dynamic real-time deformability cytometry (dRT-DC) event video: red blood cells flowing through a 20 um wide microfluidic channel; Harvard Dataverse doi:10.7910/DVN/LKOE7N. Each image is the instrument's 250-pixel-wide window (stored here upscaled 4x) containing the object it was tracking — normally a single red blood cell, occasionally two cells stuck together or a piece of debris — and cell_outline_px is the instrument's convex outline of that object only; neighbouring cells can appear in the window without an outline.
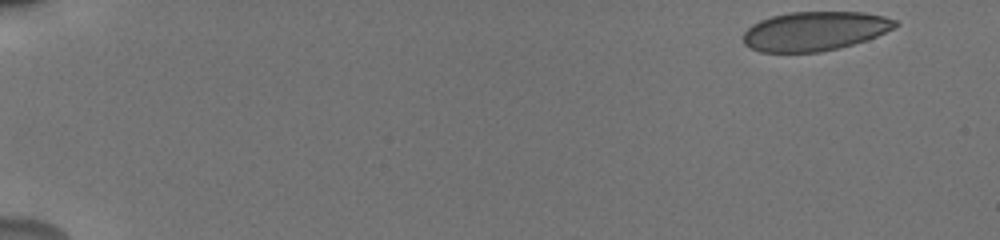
{"species": "human", "species_latin": "Homo sapiens", "temperature_condition": "cold", "stored_images_in_passage": 52, "camera_frame_rate_fps": 3000, "um_per_image_px": 0.085, "donor": {"sex": "male"}, "frame": {"image": 1, "passage_image": 1, "time_ms": 0.0, "image_size_px": [1000, 240], "cell_outline_px": [[900, 24], [876, 36], [852, 44], [820, 52], [760, 52], [744, 44], [744, 32], [752, 24], [760, 20], [772, 16], [788, 12], [864, 12], [884, 16], [896, 20]], "centroid_in_image_um": [69.24, 2.63], "position_along_channel_um": 15.8, "area_um2": 34.45}}
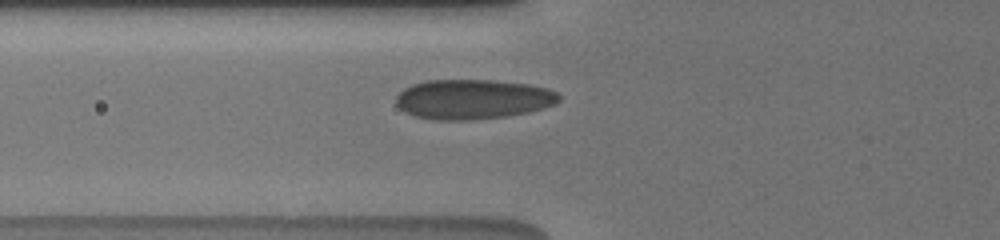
{"frame": {"image": 2, "passage_image": 19, "time_ms": 6.0, "image_size_px": [1000, 240], "cell_outline_px": [[560, 100], [556, 104], [544, 108], [528, 112], [508, 116], [472, 120], [440, 120], [416, 116], [404, 112], [396, 104], [396, 96], [404, 88], [412, 84], [428, 80], [496, 80], [528, 84], [548, 88], [556, 92], [560, 96]], "centroid_in_image_um": [40.21, 8.43], "position_along_channel_um": 85.6, "area_um2": 37.97}}
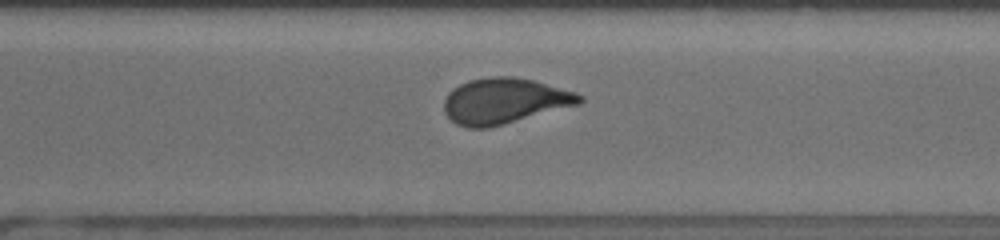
{"frame": {"image": 3, "passage_image": 38, "time_ms": 12.333, "image_size_px": [1000, 240], "cell_outline_px": [[584, 100], [580, 104], [504, 124], [488, 128], [468, 128], [456, 124], [444, 112], [444, 100], [448, 92], [452, 88], [468, 80], [488, 76], [512, 76], [532, 80], [576, 92], [584, 96]], "centroid_in_image_um": [42.86, 8.57], "position_along_channel_um": 327.7, "area_um2": 36.18}}